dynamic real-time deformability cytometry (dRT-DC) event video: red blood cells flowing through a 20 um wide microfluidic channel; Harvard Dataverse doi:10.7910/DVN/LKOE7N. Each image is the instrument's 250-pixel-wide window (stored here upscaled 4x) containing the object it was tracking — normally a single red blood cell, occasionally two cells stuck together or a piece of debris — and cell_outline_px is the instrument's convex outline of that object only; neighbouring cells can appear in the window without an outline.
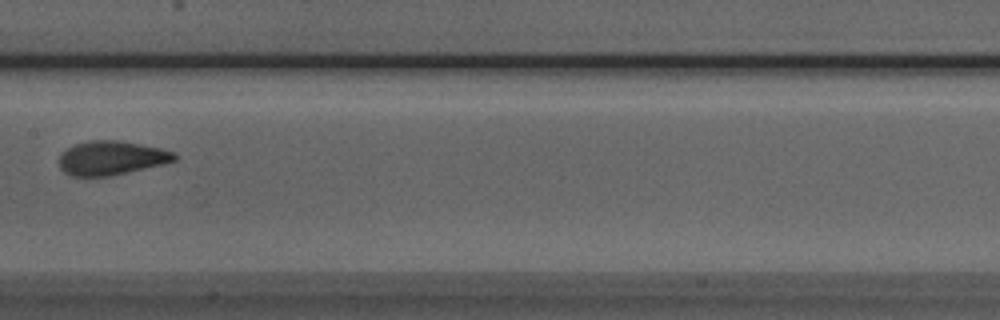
{"species": "Egyptian fruit bat (a non-hibernating species)", "species_latin": "Rousettus aegyptiacus", "temperature_condition": "room temperature", "stored_images_in_passage": 6, "camera_frame_rate_fps": 3000, "um_per_image_px": 0.085, "animal": {"sex": "male"}, "frame": {"image": 1, "passage_image": 6, "time_ms": 6.667, "image_size_px": [1000, 320], "cell_outline_px": [[180, 156], [176, 160], [164, 164], [112, 176], [72, 176], [64, 172], [60, 168], [60, 152], [76, 144], [92, 140], [120, 140], [160, 148], [172, 152]], "centroid_in_image_um": [9.48, 13.43], "position_along_channel_um": 197.9, "area_um2": 22.95}}